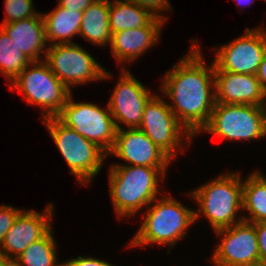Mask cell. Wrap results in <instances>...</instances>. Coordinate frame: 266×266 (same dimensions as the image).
<instances>
[{
	"mask_svg": "<svg viewBox=\"0 0 266 266\" xmlns=\"http://www.w3.org/2000/svg\"><path fill=\"white\" fill-rule=\"evenodd\" d=\"M191 42L190 53L166 71L161 91L172 100L168 105L177 120L195 136L208 123L216 100L214 63L205 66L196 40Z\"/></svg>",
	"mask_w": 266,
	"mask_h": 266,
	"instance_id": "cell-1",
	"label": "cell"
},
{
	"mask_svg": "<svg viewBox=\"0 0 266 266\" xmlns=\"http://www.w3.org/2000/svg\"><path fill=\"white\" fill-rule=\"evenodd\" d=\"M167 167H147L116 164L109 172L110 197L117 215L134 216L149 206L159 193L158 181Z\"/></svg>",
	"mask_w": 266,
	"mask_h": 266,
	"instance_id": "cell-2",
	"label": "cell"
},
{
	"mask_svg": "<svg viewBox=\"0 0 266 266\" xmlns=\"http://www.w3.org/2000/svg\"><path fill=\"white\" fill-rule=\"evenodd\" d=\"M199 210L194 211L195 222L204 215L214 231L228 228L243 221L236 216L243 209V181L240 172L225 173L190 193ZM237 217V218H236Z\"/></svg>",
	"mask_w": 266,
	"mask_h": 266,
	"instance_id": "cell-3",
	"label": "cell"
},
{
	"mask_svg": "<svg viewBox=\"0 0 266 266\" xmlns=\"http://www.w3.org/2000/svg\"><path fill=\"white\" fill-rule=\"evenodd\" d=\"M163 195L162 200L155 199L147 208V214L130 242L131 246L148 244L169 245L173 247L184 238L187 228L195 223V213L174 198ZM153 204V205H151Z\"/></svg>",
	"mask_w": 266,
	"mask_h": 266,
	"instance_id": "cell-4",
	"label": "cell"
},
{
	"mask_svg": "<svg viewBox=\"0 0 266 266\" xmlns=\"http://www.w3.org/2000/svg\"><path fill=\"white\" fill-rule=\"evenodd\" d=\"M58 150L78 182L88 184L101 170L107 153L97 144L87 140L57 117L42 119Z\"/></svg>",
	"mask_w": 266,
	"mask_h": 266,
	"instance_id": "cell-5",
	"label": "cell"
},
{
	"mask_svg": "<svg viewBox=\"0 0 266 266\" xmlns=\"http://www.w3.org/2000/svg\"><path fill=\"white\" fill-rule=\"evenodd\" d=\"M10 85L24 95L28 104L41 107L42 119L57 117L71 94L43 60L28 64Z\"/></svg>",
	"mask_w": 266,
	"mask_h": 266,
	"instance_id": "cell-6",
	"label": "cell"
},
{
	"mask_svg": "<svg viewBox=\"0 0 266 266\" xmlns=\"http://www.w3.org/2000/svg\"><path fill=\"white\" fill-rule=\"evenodd\" d=\"M43 53L50 70L70 91L72 85L112 77L88 51L75 43H56L44 49Z\"/></svg>",
	"mask_w": 266,
	"mask_h": 266,
	"instance_id": "cell-7",
	"label": "cell"
},
{
	"mask_svg": "<svg viewBox=\"0 0 266 266\" xmlns=\"http://www.w3.org/2000/svg\"><path fill=\"white\" fill-rule=\"evenodd\" d=\"M57 118L107 154L112 150L117 129L108 105L101 109L93 103H77L71 93Z\"/></svg>",
	"mask_w": 266,
	"mask_h": 266,
	"instance_id": "cell-8",
	"label": "cell"
},
{
	"mask_svg": "<svg viewBox=\"0 0 266 266\" xmlns=\"http://www.w3.org/2000/svg\"><path fill=\"white\" fill-rule=\"evenodd\" d=\"M201 131L234 141L263 138L261 106L215 103L210 119Z\"/></svg>",
	"mask_w": 266,
	"mask_h": 266,
	"instance_id": "cell-9",
	"label": "cell"
},
{
	"mask_svg": "<svg viewBox=\"0 0 266 266\" xmlns=\"http://www.w3.org/2000/svg\"><path fill=\"white\" fill-rule=\"evenodd\" d=\"M138 129L143 131L171 159H174L177 151L183 147V141L188 140L191 144L193 138L177 120L168 103L156 94L145 104Z\"/></svg>",
	"mask_w": 266,
	"mask_h": 266,
	"instance_id": "cell-10",
	"label": "cell"
},
{
	"mask_svg": "<svg viewBox=\"0 0 266 266\" xmlns=\"http://www.w3.org/2000/svg\"><path fill=\"white\" fill-rule=\"evenodd\" d=\"M214 71L256 75L266 54V31L263 27L246 29L245 35L217 48Z\"/></svg>",
	"mask_w": 266,
	"mask_h": 266,
	"instance_id": "cell-11",
	"label": "cell"
},
{
	"mask_svg": "<svg viewBox=\"0 0 266 266\" xmlns=\"http://www.w3.org/2000/svg\"><path fill=\"white\" fill-rule=\"evenodd\" d=\"M215 232L222 239L211 258L216 266H244L259 261V246L253 223L243 220Z\"/></svg>",
	"mask_w": 266,
	"mask_h": 266,
	"instance_id": "cell-12",
	"label": "cell"
},
{
	"mask_svg": "<svg viewBox=\"0 0 266 266\" xmlns=\"http://www.w3.org/2000/svg\"><path fill=\"white\" fill-rule=\"evenodd\" d=\"M122 72L107 105L117 130L122 128L118 122L128 129L139 128L145 104L153 95L127 69Z\"/></svg>",
	"mask_w": 266,
	"mask_h": 266,
	"instance_id": "cell-13",
	"label": "cell"
},
{
	"mask_svg": "<svg viewBox=\"0 0 266 266\" xmlns=\"http://www.w3.org/2000/svg\"><path fill=\"white\" fill-rule=\"evenodd\" d=\"M124 129L122 127L116 131L115 143L108 155L112 154L133 166L168 167L172 162L143 131L138 128Z\"/></svg>",
	"mask_w": 266,
	"mask_h": 266,
	"instance_id": "cell-14",
	"label": "cell"
},
{
	"mask_svg": "<svg viewBox=\"0 0 266 266\" xmlns=\"http://www.w3.org/2000/svg\"><path fill=\"white\" fill-rule=\"evenodd\" d=\"M47 206L42 214L34 210H23L6 233L0 252L14 260L33 242L44 237L52 229L50 220L54 209L52 203Z\"/></svg>",
	"mask_w": 266,
	"mask_h": 266,
	"instance_id": "cell-15",
	"label": "cell"
},
{
	"mask_svg": "<svg viewBox=\"0 0 266 266\" xmlns=\"http://www.w3.org/2000/svg\"><path fill=\"white\" fill-rule=\"evenodd\" d=\"M214 79L216 103L261 106L266 99L256 75L214 71Z\"/></svg>",
	"mask_w": 266,
	"mask_h": 266,
	"instance_id": "cell-16",
	"label": "cell"
},
{
	"mask_svg": "<svg viewBox=\"0 0 266 266\" xmlns=\"http://www.w3.org/2000/svg\"><path fill=\"white\" fill-rule=\"evenodd\" d=\"M165 19L155 17L147 26L112 33L110 47L117 62H132L147 52L160 38Z\"/></svg>",
	"mask_w": 266,
	"mask_h": 266,
	"instance_id": "cell-17",
	"label": "cell"
},
{
	"mask_svg": "<svg viewBox=\"0 0 266 266\" xmlns=\"http://www.w3.org/2000/svg\"><path fill=\"white\" fill-rule=\"evenodd\" d=\"M0 28L31 62L42 61L40 55L48 41L41 13L37 16L0 25Z\"/></svg>",
	"mask_w": 266,
	"mask_h": 266,
	"instance_id": "cell-18",
	"label": "cell"
},
{
	"mask_svg": "<svg viewBox=\"0 0 266 266\" xmlns=\"http://www.w3.org/2000/svg\"><path fill=\"white\" fill-rule=\"evenodd\" d=\"M83 12L57 6L51 13L42 14L47 41L54 45L74 43L71 39L79 35ZM59 40V41H58Z\"/></svg>",
	"mask_w": 266,
	"mask_h": 266,
	"instance_id": "cell-19",
	"label": "cell"
},
{
	"mask_svg": "<svg viewBox=\"0 0 266 266\" xmlns=\"http://www.w3.org/2000/svg\"><path fill=\"white\" fill-rule=\"evenodd\" d=\"M83 12L79 36L99 46L111 43L109 0H96Z\"/></svg>",
	"mask_w": 266,
	"mask_h": 266,
	"instance_id": "cell-20",
	"label": "cell"
},
{
	"mask_svg": "<svg viewBox=\"0 0 266 266\" xmlns=\"http://www.w3.org/2000/svg\"><path fill=\"white\" fill-rule=\"evenodd\" d=\"M156 16L130 0H109V24L112 33L147 26Z\"/></svg>",
	"mask_w": 266,
	"mask_h": 266,
	"instance_id": "cell-21",
	"label": "cell"
},
{
	"mask_svg": "<svg viewBox=\"0 0 266 266\" xmlns=\"http://www.w3.org/2000/svg\"><path fill=\"white\" fill-rule=\"evenodd\" d=\"M243 209L251 216H243L251 223L266 222V176L254 171L243 181Z\"/></svg>",
	"mask_w": 266,
	"mask_h": 266,
	"instance_id": "cell-22",
	"label": "cell"
},
{
	"mask_svg": "<svg viewBox=\"0 0 266 266\" xmlns=\"http://www.w3.org/2000/svg\"><path fill=\"white\" fill-rule=\"evenodd\" d=\"M56 242L52 229L41 239L33 242L13 260L14 266H63L56 257ZM58 263V264H57Z\"/></svg>",
	"mask_w": 266,
	"mask_h": 266,
	"instance_id": "cell-23",
	"label": "cell"
},
{
	"mask_svg": "<svg viewBox=\"0 0 266 266\" xmlns=\"http://www.w3.org/2000/svg\"><path fill=\"white\" fill-rule=\"evenodd\" d=\"M31 61L20 51L15 42L0 28V72L13 81Z\"/></svg>",
	"mask_w": 266,
	"mask_h": 266,
	"instance_id": "cell-24",
	"label": "cell"
},
{
	"mask_svg": "<svg viewBox=\"0 0 266 266\" xmlns=\"http://www.w3.org/2000/svg\"><path fill=\"white\" fill-rule=\"evenodd\" d=\"M32 0H5L6 17L0 25L37 16Z\"/></svg>",
	"mask_w": 266,
	"mask_h": 266,
	"instance_id": "cell-25",
	"label": "cell"
},
{
	"mask_svg": "<svg viewBox=\"0 0 266 266\" xmlns=\"http://www.w3.org/2000/svg\"><path fill=\"white\" fill-rule=\"evenodd\" d=\"M22 211L23 210H20V209L18 210L11 206L0 205V246L4 240L6 233L12 227L17 216Z\"/></svg>",
	"mask_w": 266,
	"mask_h": 266,
	"instance_id": "cell-26",
	"label": "cell"
},
{
	"mask_svg": "<svg viewBox=\"0 0 266 266\" xmlns=\"http://www.w3.org/2000/svg\"><path fill=\"white\" fill-rule=\"evenodd\" d=\"M138 4L140 7L149 10L156 17L167 20V17L162 16L160 11H171V6L168 0H130ZM160 13V14H159Z\"/></svg>",
	"mask_w": 266,
	"mask_h": 266,
	"instance_id": "cell-27",
	"label": "cell"
},
{
	"mask_svg": "<svg viewBox=\"0 0 266 266\" xmlns=\"http://www.w3.org/2000/svg\"><path fill=\"white\" fill-rule=\"evenodd\" d=\"M259 246V261L266 263V222L253 223Z\"/></svg>",
	"mask_w": 266,
	"mask_h": 266,
	"instance_id": "cell-28",
	"label": "cell"
},
{
	"mask_svg": "<svg viewBox=\"0 0 266 266\" xmlns=\"http://www.w3.org/2000/svg\"><path fill=\"white\" fill-rule=\"evenodd\" d=\"M63 266H112L109 262L93 257L78 256L63 263Z\"/></svg>",
	"mask_w": 266,
	"mask_h": 266,
	"instance_id": "cell-29",
	"label": "cell"
},
{
	"mask_svg": "<svg viewBox=\"0 0 266 266\" xmlns=\"http://www.w3.org/2000/svg\"><path fill=\"white\" fill-rule=\"evenodd\" d=\"M96 0H58V5L69 10L84 11Z\"/></svg>",
	"mask_w": 266,
	"mask_h": 266,
	"instance_id": "cell-30",
	"label": "cell"
},
{
	"mask_svg": "<svg viewBox=\"0 0 266 266\" xmlns=\"http://www.w3.org/2000/svg\"><path fill=\"white\" fill-rule=\"evenodd\" d=\"M256 76L260 82L262 89L266 92V54L258 67Z\"/></svg>",
	"mask_w": 266,
	"mask_h": 266,
	"instance_id": "cell-31",
	"label": "cell"
},
{
	"mask_svg": "<svg viewBox=\"0 0 266 266\" xmlns=\"http://www.w3.org/2000/svg\"><path fill=\"white\" fill-rule=\"evenodd\" d=\"M0 266H14V262L0 252Z\"/></svg>",
	"mask_w": 266,
	"mask_h": 266,
	"instance_id": "cell-32",
	"label": "cell"
},
{
	"mask_svg": "<svg viewBox=\"0 0 266 266\" xmlns=\"http://www.w3.org/2000/svg\"><path fill=\"white\" fill-rule=\"evenodd\" d=\"M261 109L263 113L264 134L266 136V99L264 103L261 105Z\"/></svg>",
	"mask_w": 266,
	"mask_h": 266,
	"instance_id": "cell-33",
	"label": "cell"
},
{
	"mask_svg": "<svg viewBox=\"0 0 266 266\" xmlns=\"http://www.w3.org/2000/svg\"><path fill=\"white\" fill-rule=\"evenodd\" d=\"M238 4H244V5H248L253 3L254 0H235Z\"/></svg>",
	"mask_w": 266,
	"mask_h": 266,
	"instance_id": "cell-34",
	"label": "cell"
},
{
	"mask_svg": "<svg viewBox=\"0 0 266 266\" xmlns=\"http://www.w3.org/2000/svg\"><path fill=\"white\" fill-rule=\"evenodd\" d=\"M244 266H266V263L261 262V261H257V262L250 263V264L244 265Z\"/></svg>",
	"mask_w": 266,
	"mask_h": 266,
	"instance_id": "cell-35",
	"label": "cell"
}]
</instances>
